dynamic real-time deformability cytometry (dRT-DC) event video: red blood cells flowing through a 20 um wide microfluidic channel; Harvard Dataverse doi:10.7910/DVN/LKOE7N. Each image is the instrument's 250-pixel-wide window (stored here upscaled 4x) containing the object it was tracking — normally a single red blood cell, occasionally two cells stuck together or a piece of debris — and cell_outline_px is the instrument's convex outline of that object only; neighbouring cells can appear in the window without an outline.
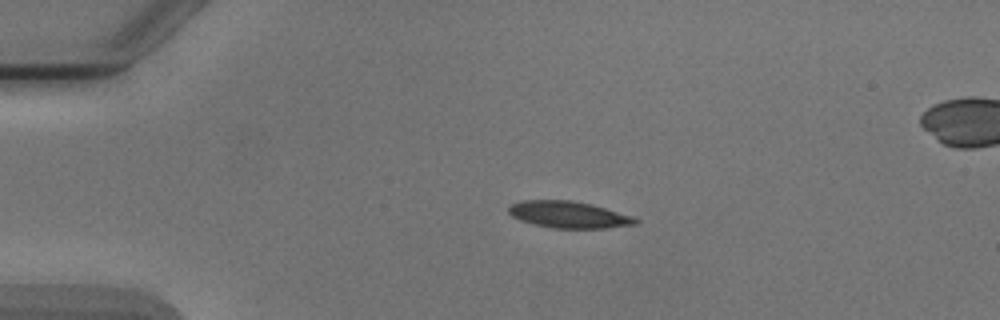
{"species": "Egyptian fruit bat (a non-hibernating species)", "species_latin": "Rousettus aegyptiacus", "temperature_condition": "cold", "stored_images_in_passage": 42, "camera_frame_rate_fps": 3000, "um_per_image_px": 0.085, "animal": {"sex": "male"}, "frame": {"image": 1, "passage_image": 1, "time_ms": 0.0, "image_size_px": [1000, 320], "cell_outline_px": [[640, 224], [608, 228], [552, 228], [532, 224], [520, 220], [512, 216], [508, 212], [508, 208], [512, 204], [520, 200], [572, 200], [592, 204], [640, 220]], "centroid_in_image_um": [48.3, 18.25], "position_along_channel_um": 36.7, "area_um2": 19.71}}
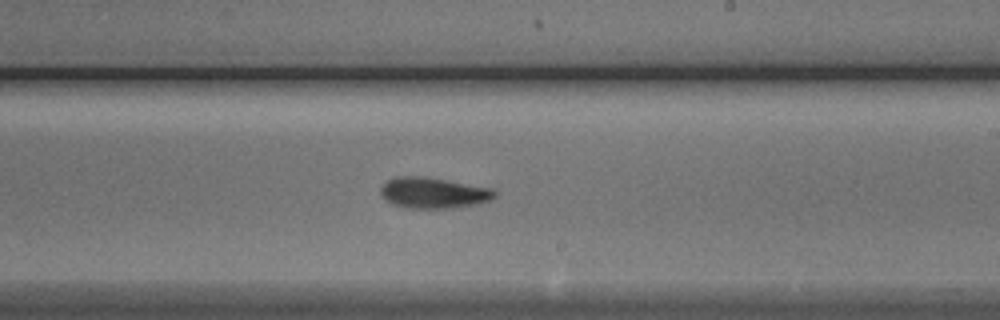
{"frame": {"image": 2, "passage_image": 21, "time_ms": 6.667, "image_size_px": [1000, 320], "cell_outline_px": [[496, 196], [492, 200], [476, 204], [452, 208], [404, 208], [392, 204], [380, 192], [380, 188], [388, 180], [396, 176], [416, 176], [444, 180], [496, 188]], "centroid_in_image_um": [36.89, 16.4], "position_along_channel_um": 252.1, "area_um2": 20.46}}
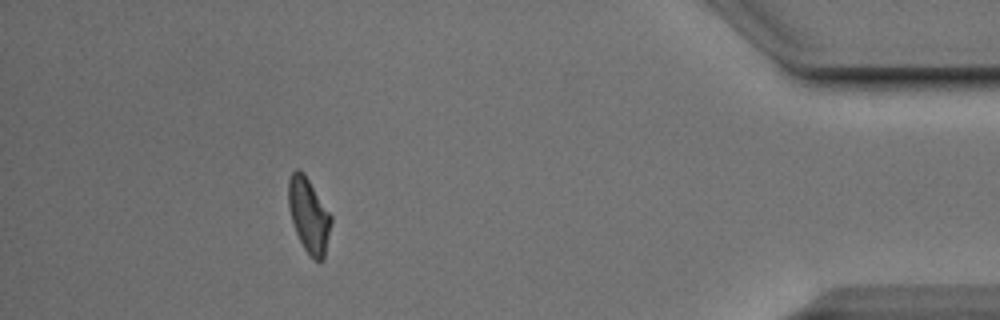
{"frame": {"image": 3, "passage_image": 37, "time_ms": 12.0, "image_size_px": [1000, 320], "cell_outline_px": [[332, 220], [324, 260], [316, 260], [304, 248], [296, 232], [292, 220], [288, 204], [288, 180], [292, 172], [296, 168], [300, 168], [304, 172], [332, 216]], "centroid_in_image_um": [26.25, 18.25], "position_along_channel_um": 409.0, "area_um2": 18.44}, "authors_computed_cell_mechanics": {"area_um2": 19.7965, "velocity_mm_per_s": 3.8894, "shape_relaxation_time_tau1_ms": 3.6011, "shape_relaxation_time_tau2_ms": 4.5314, "deformation_change_tau1": 0.1215, "deformation_change_tau2": 0.1315}}